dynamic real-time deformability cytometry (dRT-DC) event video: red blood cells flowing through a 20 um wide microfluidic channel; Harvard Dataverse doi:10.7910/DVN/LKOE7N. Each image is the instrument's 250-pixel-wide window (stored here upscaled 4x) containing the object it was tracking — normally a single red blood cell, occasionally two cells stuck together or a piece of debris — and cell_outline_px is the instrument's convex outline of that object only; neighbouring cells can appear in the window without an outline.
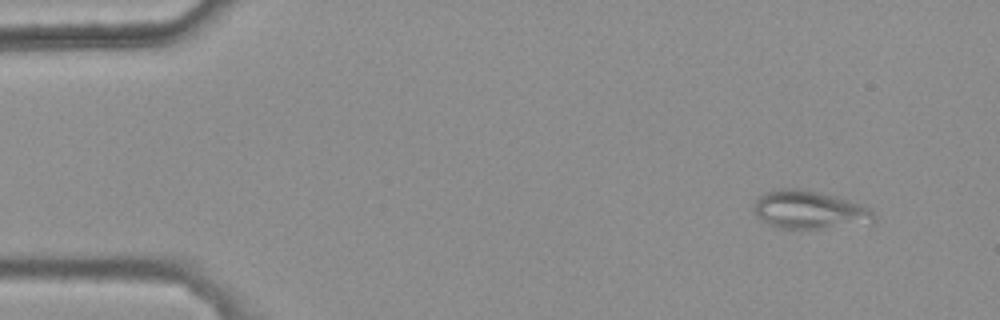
{"species": "common noctule bat (a hibernating species)", "species_latin": "Nyctalus noctula", "temperature_condition": "warm", "stored_images_in_passage": 4, "camera_frame_rate_fps": 3000, "um_per_image_px": 0.085, "animal": {"sex": "female", "body_mass_g": 25.1}, "frame": {"image": 1, "passage_image": 1, "time_ms": 0.0, "image_size_px": [1000, 320], "cell_outline_px": [[876, 220], [872, 224], [816, 228], [780, 228], [768, 224], [756, 216], [756, 200], [764, 192], [784, 188], [800, 188], [836, 196], [848, 200], [868, 208], [876, 216]], "centroid_in_image_um": [68.84, 17.84], "position_along_channel_um": 16.2, "area_um2": 26.47}}